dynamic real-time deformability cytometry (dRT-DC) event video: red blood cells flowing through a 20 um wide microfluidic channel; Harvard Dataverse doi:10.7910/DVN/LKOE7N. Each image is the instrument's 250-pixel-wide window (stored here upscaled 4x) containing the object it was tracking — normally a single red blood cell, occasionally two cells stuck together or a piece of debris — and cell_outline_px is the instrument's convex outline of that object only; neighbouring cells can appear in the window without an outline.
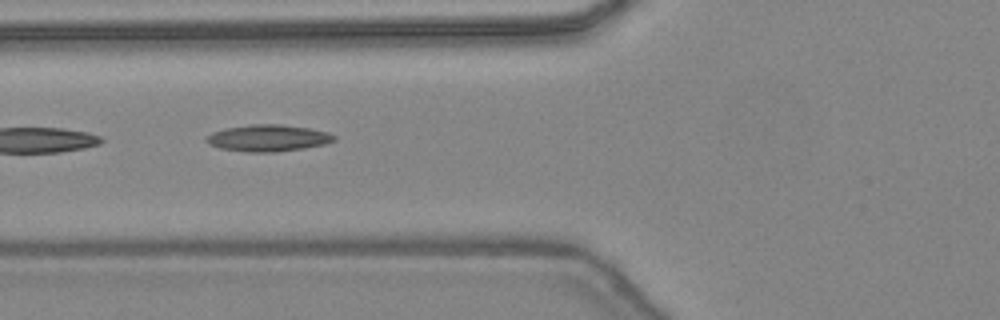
{"species": "common noctule bat (a hibernating species)", "species_latin": "Nyctalus noctula", "temperature_condition": "warm", "stored_images_in_passage": 12, "camera_frame_rate_fps": 3000, "um_per_image_px": 0.085, "animal": {"sex": "female", "body_mass_g": 24.6, "forearm_length_mm": 56.2}, "frame": {"image": 1, "passage_image": 7, "time_ms": 2.0, "image_size_px": [1000, 320], "cell_outline_px": [[336, 140], [324, 144], [304, 148], [276, 152], [248, 152], [220, 148], [208, 144], [204, 140], [212, 132], [224, 128], [248, 124], [280, 124], [308, 128], [328, 132], [336, 136]], "centroid_in_image_um": [22.77, 11.73], "position_along_channel_um": 103.0, "area_um2": 19.94}}
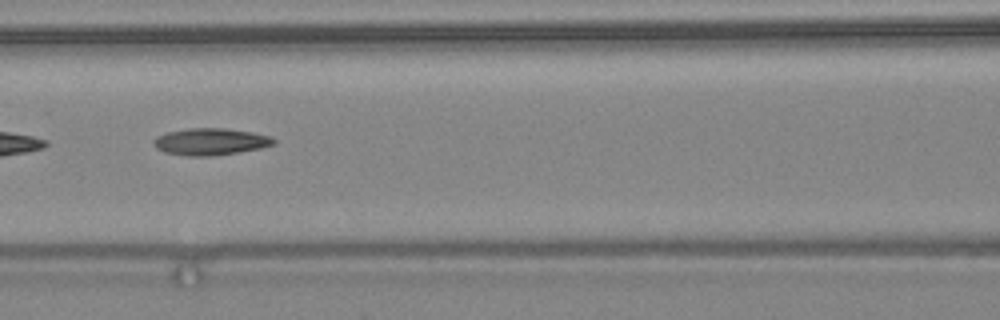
{"frame": {"image": 2, "passage_image": 10, "time_ms": 3.0, "image_size_px": [1000, 320], "cell_outline_px": [[276, 144], [260, 148], [236, 152], [208, 156], [188, 156], [164, 152], [156, 148], [152, 144], [152, 140], [156, 136], [168, 132], [188, 128], [224, 128], [252, 132], [272, 136], [276, 140]], "centroid_in_image_um": [17.88, 12.03], "position_along_channel_um": 148.7, "area_um2": 18.84}}